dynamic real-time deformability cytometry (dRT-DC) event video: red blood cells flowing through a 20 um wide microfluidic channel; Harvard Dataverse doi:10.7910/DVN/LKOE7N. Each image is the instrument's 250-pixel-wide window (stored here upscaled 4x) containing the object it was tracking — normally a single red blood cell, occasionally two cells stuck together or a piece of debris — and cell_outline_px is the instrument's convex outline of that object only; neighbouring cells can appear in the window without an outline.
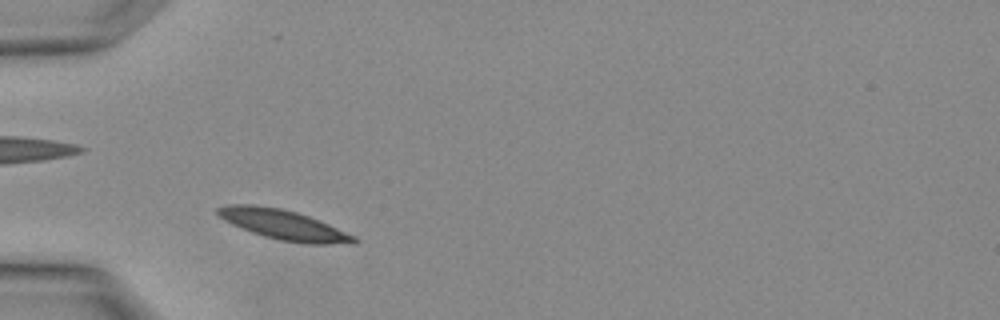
{"species": "Egyptian fruit bat (a non-hibernating species)", "species_latin": "Rousettus aegyptiacus", "temperature_condition": "warm", "stored_images_in_passage": 3, "camera_frame_rate_fps": 3000, "um_per_image_px": 0.085, "animal": {"sex": "female"}, "frame": {"image": 1, "passage_image": 3, "time_ms": 0.667, "image_size_px": [1000, 320], "cell_outline_px": [[360, 240], [352, 244], [308, 244], [280, 240], [264, 236], [252, 232], [232, 224], [224, 220], [216, 212], [216, 208], [228, 204], [252, 204], [280, 208], [296, 212], [308, 216], [328, 224], [356, 236]], "centroid_in_image_um": [24.12, 19.11], "position_along_channel_um": 60.9, "area_um2": 23.64}}